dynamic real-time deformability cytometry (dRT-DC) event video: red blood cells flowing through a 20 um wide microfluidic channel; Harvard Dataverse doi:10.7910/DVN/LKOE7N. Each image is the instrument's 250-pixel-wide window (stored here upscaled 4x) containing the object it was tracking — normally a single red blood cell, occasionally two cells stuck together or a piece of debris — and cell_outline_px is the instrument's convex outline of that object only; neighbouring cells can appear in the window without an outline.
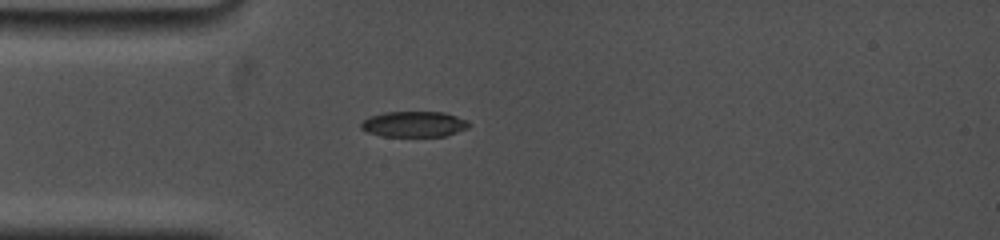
{"species": "common noctule bat (a hibernating species)", "species_latin": "Nyctalus noctula", "temperature_condition": "cold", "stored_images_in_passage": 7, "camera_frame_rate_fps": 5000, "um_per_image_px": 0.085, "animal": {"sex": "female", "body_mass_g": 19.0, "forearm_length_mm": 53.3}, "frame": {"image": 1, "passage_image": 1, "time_ms": 0.0, "image_size_px": [1000, 240], "cell_outline_px": [[472, 124], [468, 128], [444, 136], [380, 136], [368, 132], [360, 128], [360, 124], [368, 116], [384, 112], [444, 112], [468, 120]], "centroid_in_image_um": [35.19, 10.55], "position_along_channel_um": 49.8, "area_um2": 16.24}}
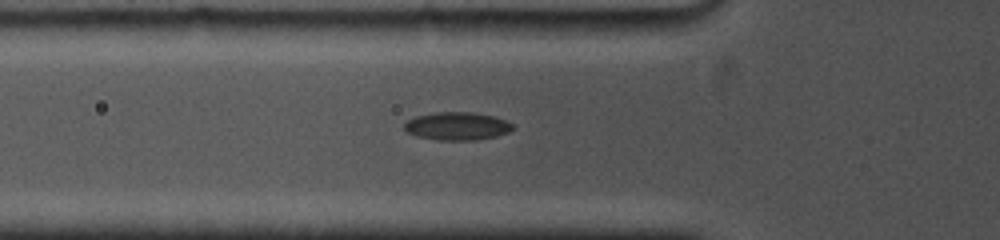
{"frame": {"image": 2, "passage_image": 4, "time_ms": 1.2, "image_size_px": [1000, 240], "cell_outline_px": [[516, 128], [508, 132], [496, 136], [476, 140], [436, 140], [416, 136], [408, 132], [404, 128], [404, 124], [408, 120], [416, 116], [436, 112], [472, 112], [492, 116], [516, 124]], "centroid_in_image_um": [38.88, 10.72], "position_along_channel_um": 86.9, "area_um2": 17.74}}
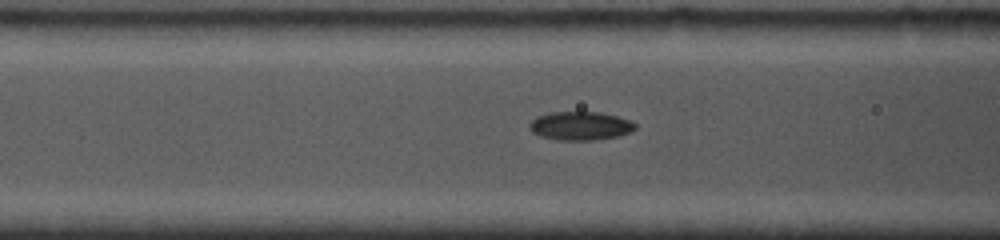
{"frame": {"image": 3, "passage_image": 6, "time_ms": 2.0, "image_size_px": [1000, 240], "cell_outline_px": [[636, 128], [632, 132], [616, 136], [592, 140], [560, 140], [540, 136], [532, 132], [528, 124], [536, 116], [548, 112], [600, 112], [616, 116], [628, 120], [636, 124]], "centroid_in_image_um": [49.3, 10.69], "position_along_channel_um": 117.3, "area_um2": 17.57}}